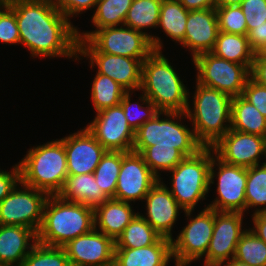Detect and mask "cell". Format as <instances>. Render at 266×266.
Listing matches in <instances>:
<instances>
[{"label":"cell","mask_w":266,"mask_h":266,"mask_svg":"<svg viewBox=\"0 0 266 266\" xmlns=\"http://www.w3.org/2000/svg\"><path fill=\"white\" fill-rule=\"evenodd\" d=\"M5 4L15 13L20 44L28 48L31 58L77 59L78 27L52 0H6Z\"/></svg>","instance_id":"6da1fadb"},{"label":"cell","mask_w":266,"mask_h":266,"mask_svg":"<svg viewBox=\"0 0 266 266\" xmlns=\"http://www.w3.org/2000/svg\"><path fill=\"white\" fill-rule=\"evenodd\" d=\"M94 228V208L49 195L43 209L42 224L37 232V242L63 247L70 240Z\"/></svg>","instance_id":"7a4b0ae2"},{"label":"cell","mask_w":266,"mask_h":266,"mask_svg":"<svg viewBox=\"0 0 266 266\" xmlns=\"http://www.w3.org/2000/svg\"><path fill=\"white\" fill-rule=\"evenodd\" d=\"M192 97V106L188 101L185 112L190 128L203 147H212L231 129L232 97L197 81Z\"/></svg>","instance_id":"3957f363"},{"label":"cell","mask_w":266,"mask_h":266,"mask_svg":"<svg viewBox=\"0 0 266 266\" xmlns=\"http://www.w3.org/2000/svg\"><path fill=\"white\" fill-rule=\"evenodd\" d=\"M162 51H153L142 64L141 90L161 112H186L190 92Z\"/></svg>","instance_id":"277c9868"},{"label":"cell","mask_w":266,"mask_h":266,"mask_svg":"<svg viewBox=\"0 0 266 266\" xmlns=\"http://www.w3.org/2000/svg\"><path fill=\"white\" fill-rule=\"evenodd\" d=\"M18 164L21 181L48 195H57L68 176L66 151L60 139L31 147Z\"/></svg>","instance_id":"5b68a950"},{"label":"cell","mask_w":266,"mask_h":266,"mask_svg":"<svg viewBox=\"0 0 266 266\" xmlns=\"http://www.w3.org/2000/svg\"><path fill=\"white\" fill-rule=\"evenodd\" d=\"M186 118L185 112L160 111L135 131L132 151L140 154L146 147L157 145L174 147L185 157L195 155L203 146L196 140L193 129L181 122Z\"/></svg>","instance_id":"8992f818"},{"label":"cell","mask_w":266,"mask_h":266,"mask_svg":"<svg viewBox=\"0 0 266 266\" xmlns=\"http://www.w3.org/2000/svg\"><path fill=\"white\" fill-rule=\"evenodd\" d=\"M212 148L203 147L195 155L185 157L172 170L169 191L184 211L194 210L209 193Z\"/></svg>","instance_id":"52a82bcc"},{"label":"cell","mask_w":266,"mask_h":266,"mask_svg":"<svg viewBox=\"0 0 266 266\" xmlns=\"http://www.w3.org/2000/svg\"><path fill=\"white\" fill-rule=\"evenodd\" d=\"M193 212L194 210L184 211L189 222L176 239H171L175 266H190L206 256L214 230V209L206 206L195 217L192 216Z\"/></svg>","instance_id":"ba28073f"},{"label":"cell","mask_w":266,"mask_h":266,"mask_svg":"<svg viewBox=\"0 0 266 266\" xmlns=\"http://www.w3.org/2000/svg\"><path fill=\"white\" fill-rule=\"evenodd\" d=\"M216 178L217 197L207 207L220 212H240L245 214L247 168L224 163L214 155L212 150L209 187L215 184L214 179Z\"/></svg>","instance_id":"9c48e42d"},{"label":"cell","mask_w":266,"mask_h":266,"mask_svg":"<svg viewBox=\"0 0 266 266\" xmlns=\"http://www.w3.org/2000/svg\"><path fill=\"white\" fill-rule=\"evenodd\" d=\"M192 62L199 84L217 89L232 98L242 95L250 77V71L244 65L220 58L212 52L202 53Z\"/></svg>","instance_id":"30bf717a"},{"label":"cell","mask_w":266,"mask_h":266,"mask_svg":"<svg viewBox=\"0 0 266 266\" xmlns=\"http://www.w3.org/2000/svg\"><path fill=\"white\" fill-rule=\"evenodd\" d=\"M48 196L46 192L21 181L0 202V225L28 227L37 233L42 224L43 209Z\"/></svg>","instance_id":"8fae6325"},{"label":"cell","mask_w":266,"mask_h":266,"mask_svg":"<svg viewBox=\"0 0 266 266\" xmlns=\"http://www.w3.org/2000/svg\"><path fill=\"white\" fill-rule=\"evenodd\" d=\"M79 40L78 62L89 58L90 68L94 65L97 72L108 76L127 92L138 91L141 86L142 64L145 59H136L120 55L98 52L86 39ZM82 56V58H80Z\"/></svg>","instance_id":"7c38bea8"},{"label":"cell","mask_w":266,"mask_h":266,"mask_svg":"<svg viewBox=\"0 0 266 266\" xmlns=\"http://www.w3.org/2000/svg\"><path fill=\"white\" fill-rule=\"evenodd\" d=\"M98 52L136 59H146L153 51L145 33L128 26L98 29L86 39Z\"/></svg>","instance_id":"4fadbf2b"},{"label":"cell","mask_w":266,"mask_h":266,"mask_svg":"<svg viewBox=\"0 0 266 266\" xmlns=\"http://www.w3.org/2000/svg\"><path fill=\"white\" fill-rule=\"evenodd\" d=\"M86 128L107 151L133 150L135 131L129 126L121 104L97 112Z\"/></svg>","instance_id":"5bb4252c"},{"label":"cell","mask_w":266,"mask_h":266,"mask_svg":"<svg viewBox=\"0 0 266 266\" xmlns=\"http://www.w3.org/2000/svg\"><path fill=\"white\" fill-rule=\"evenodd\" d=\"M244 215L214 210V230L206 256L202 258L203 266H216L234 258L238 241L247 230L243 226Z\"/></svg>","instance_id":"9a60e30c"},{"label":"cell","mask_w":266,"mask_h":266,"mask_svg":"<svg viewBox=\"0 0 266 266\" xmlns=\"http://www.w3.org/2000/svg\"><path fill=\"white\" fill-rule=\"evenodd\" d=\"M211 148L224 163L248 168L263 164L260 160L266 158V137L230 129Z\"/></svg>","instance_id":"2e32d148"},{"label":"cell","mask_w":266,"mask_h":266,"mask_svg":"<svg viewBox=\"0 0 266 266\" xmlns=\"http://www.w3.org/2000/svg\"><path fill=\"white\" fill-rule=\"evenodd\" d=\"M158 180L139 153L122 152L114 199L128 203L143 201Z\"/></svg>","instance_id":"e0dca14e"},{"label":"cell","mask_w":266,"mask_h":266,"mask_svg":"<svg viewBox=\"0 0 266 266\" xmlns=\"http://www.w3.org/2000/svg\"><path fill=\"white\" fill-rule=\"evenodd\" d=\"M70 266H114L115 240L96 228L63 246Z\"/></svg>","instance_id":"ac0fdd59"},{"label":"cell","mask_w":266,"mask_h":266,"mask_svg":"<svg viewBox=\"0 0 266 266\" xmlns=\"http://www.w3.org/2000/svg\"><path fill=\"white\" fill-rule=\"evenodd\" d=\"M60 140L66 151L68 176L94 173L107 151L86 127Z\"/></svg>","instance_id":"d6986e66"},{"label":"cell","mask_w":266,"mask_h":266,"mask_svg":"<svg viewBox=\"0 0 266 266\" xmlns=\"http://www.w3.org/2000/svg\"><path fill=\"white\" fill-rule=\"evenodd\" d=\"M162 179V180H161ZM149 190L144 201L146 215L138 212L162 237L172 239L173 227L179 216V211L184 209L172 196L163 178Z\"/></svg>","instance_id":"ffe728a7"},{"label":"cell","mask_w":266,"mask_h":266,"mask_svg":"<svg viewBox=\"0 0 266 266\" xmlns=\"http://www.w3.org/2000/svg\"><path fill=\"white\" fill-rule=\"evenodd\" d=\"M218 32L215 8L189 11L185 37L181 45L191 52L193 60L202 53L213 51Z\"/></svg>","instance_id":"44dd1931"},{"label":"cell","mask_w":266,"mask_h":266,"mask_svg":"<svg viewBox=\"0 0 266 266\" xmlns=\"http://www.w3.org/2000/svg\"><path fill=\"white\" fill-rule=\"evenodd\" d=\"M36 242L37 233L28 227L0 225V266H22Z\"/></svg>","instance_id":"7402d4cb"},{"label":"cell","mask_w":266,"mask_h":266,"mask_svg":"<svg viewBox=\"0 0 266 266\" xmlns=\"http://www.w3.org/2000/svg\"><path fill=\"white\" fill-rule=\"evenodd\" d=\"M172 260V241L161 237L146 247L115 248L114 266H168Z\"/></svg>","instance_id":"603a6c76"},{"label":"cell","mask_w":266,"mask_h":266,"mask_svg":"<svg viewBox=\"0 0 266 266\" xmlns=\"http://www.w3.org/2000/svg\"><path fill=\"white\" fill-rule=\"evenodd\" d=\"M109 198L94 209L95 228L114 240L136 216L132 204Z\"/></svg>","instance_id":"cb8c5ba5"},{"label":"cell","mask_w":266,"mask_h":266,"mask_svg":"<svg viewBox=\"0 0 266 266\" xmlns=\"http://www.w3.org/2000/svg\"><path fill=\"white\" fill-rule=\"evenodd\" d=\"M57 196L94 209L109 199L96 182L94 173L67 176Z\"/></svg>","instance_id":"d4e9b609"},{"label":"cell","mask_w":266,"mask_h":266,"mask_svg":"<svg viewBox=\"0 0 266 266\" xmlns=\"http://www.w3.org/2000/svg\"><path fill=\"white\" fill-rule=\"evenodd\" d=\"M161 3L162 0H133L124 21L125 26L145 33L155 51H162L161 37L146 31L147 28H158Z\"/></svg>","instance_id":"484cf974"},{"label":"cell","mask_w":266,"mask_h":266,"mask_svg":"<svg viewBox=\"0 0 266 266\" xmlns=\"http://www.w3.org/2000/svg\"><path fill=\"white\" fill-rule=\"evenodd\" d=\"M216 56L230 62L244 65L249 71L255 58V51L248 42L247 35L218 32L212 51Z\"/></svg>","instance_id":"4316f807"},{"label":"cell","mask_w":266,"mask_h":266,"mask_svg":"<svg viewBox=\"0 0 266 266\" xmlns=\"http://www.w3.org/2000/svg\"><path fill=\"white\" fill-rule=\"evenodd\" d=\"M231 129L266 137V117L242 95L231 102Z\"/></svg>","instance_id":"83f0119b"},{"label":"cell","mask_w":266,"mask_h":266,"mask_svg":"<svg viewBox=\"0 0 266 266\" xmlns=\"http://www.w3.org/2000/svg\"><path fill=\"white\" fill-rule=\"evenodd\" d=\"M132 2L133 0H98L91 16L95 30L81 32L78 28V39H87L98 29L124 25Z\"/></svg>","instance_id":"f1b7e54d"},{"label":"cell","mask_w":266,"mask_h":266,"mask_svg":"<svg viewBox=\"0 0 266 266\" xmlns=\"http://www.w3.org/2000/svg\"><path fill=\"white\" fill-rule=\"evenodd\" d=\"M188 12L179 0H162L158 28L179 45L184 41Z\"/></svg>","instance_id":"f546056e"},{"label":"cell","mask_w":266,"mask_h":266,"mask_svg":"<svg viewBox=\"0 0 266 266\" xmlns=\"http://www.w3.org/2000/svg\"><path fill=\"white\" fill-rule=\"evenodd\" d=\"M162 236L137 212L115 240V248H141L155 244Z\"/></svg>","instance_id":"4dcf8cb0"},{"label":"cell","mask_w":266,"mask_h":266,"mask_svg":"<svg viewBox=\"0 0 266 266\" xmlns=\"http://www.w3.org/2000/svg\"><path fill=\"white\" fill-rule=\"evenodd\" d=\"M95 75L91 86V101L96 113L119 105L127 91L108 76L97 71Z\"/></svg>","instance_id":"1f68e13d"},{"label":"cell","mask_w":266,"mask_h":266,"mask_svg":"<svg viewBox=\"0 0 266 266\" xmlns=\"http://www.w3.org/2000/svg\"><path fill=\"white\" fill-rule=\"evenodd\" d=\"M245 196L246 211L254 207L253 214L266 212V160L247 168Z\"/></svg>","instance_id":"d6a6232c"},{"label":"cell","mask_w":266,"mask_h":266,"mask_svg":"<svg viewBox=\"0 0 266 266\" xmlns=\"http://www.w3.org/2000/svg\"><path fill=\"white\" fill-rule=\"evenodd\" d=\"M122 164L121 151H106L94 170V178L108 198H114Z\"/></svg>","instance_id":"836d02e7"},{"label":"cell","mask_w":266,"mask_h":266,"mask_svg":"<svg viewBox=\"0 0 266 266\" xmlns=\"http://www.w3.org/2000/svg\"><path fill=\"white\" fill-rule=\"evenodd\" d=\"M140 155L143 157L149 169L159 179L162 178L160 173L161 170L168 172L185 158V156L174 147L157 145L146 147Z\"/></svg>","instance_id":"e575fe53"},{"label":"cell","mask_w":266,"mask_h":266,"mask_svg":"<svg viewBox=\"0 0 266 266\" xmlns=\"http://www.w3.org/2000/svg\"><path fill=\"white\" fill-rule=\"evenodd\" d=\"M234 258L250 266H266V242L248 228L238 241Z\"/></svg>","instance_id":"d590c367"},{"label":"cell","mask_w":266,"mask_h":266,"mask_svg":"<svg viewBox=\"0 0 266 266\" xmlns=\"http://www.w3.org/2000/svg\"><path fill=\"white\" fill-rule=\"evenodd\" d=\"M132 91H128L124 94L121 100V106L128 121L129 126L136 131L146 121L152 119L160 111L157 107L145 96L143 92H140L138 101L131 103ZM142 103V104H141ZM134 108V109H133Z\"/></svg>","instance_id":"8d00e7d4"},{"label":"cell","mask_w":266,"mask_h":266,"mask_svg":"<svg viewBox=\"0 0 266 266\" xmlns=\"http://www.w3.org/2000/svg\"><path fill=\"white\" fill-rule=\"evenodd\" d=\"M22 266H70V263L63 247L36 242L25 257Z\"/></svg>","instance_id":"74e56055"},{"label":"cell","mask_w":266,"mask_h":266,"mask_svg":"<svg viewBox=\"0 0 266 266\" xmlns=\"http://www.w3.org/2000/svg\"><path fill=\"white\" fill-rule=\"evenodd\" d=\"M219 31L247 35V23L240 6L215 8Z\"/></svg>","instance_id":"f35d334b"},{"label":"cell","mask_w":266,"mask_h":266,"mask_svg":"<svg viewBox=\"0 0 266 266\" xmlns=\"http://www.w3.org/2000/svg\"><path fill=\"white\" fill-rule=\"evenodd\" d=\"M0 42L6 45L20 44L15 13L6 4L0 8Z\"/></svg>","instance_id":"ab89813d"},{"label":"cell","mask_w":266,"mask_h":266,"mask_svg":"<svg viewBox=\"0 0 266 266\" xmlns=\"http://www.w3.org/2000/svg\"><path fill=\"white\" fill-rule=\"evenodd\" d=\"M240 7L245 15L247 33L255 26L266 25V0H242Z\"/></svg>","instance_id":"60d3db41"},{"label":"cell","mask_w":266,"mask_h":266,"mask_svg":"<svg viewBox=\"0 0 266 266\" xmlns=\"http://www.w3.org/2000/svg\"><path fill=\"white\" fill-rule=\"evenodd\" d=\"M242 96L266 117V86L258 84L249 77L246 81Z\"/></svg>","instance_id":"b9f144b4"},{"label":"cell","mask_w":266,"mask_h":266,"mask_svg":"<svg viewBox=\"0 0 266 266\" xmlns=\"http://www.w3.org/2000/svg\"><path fill=\"white\" fill-rule=\"evenodd\" d=\"M98 0H52L55 7L69 20L74 15L85 13L87 10L95 9Z\"/></svg>","instance_id":"7bdbcfd3"},{"label":"cell","mask_w":266,"mask_h":266,"mask_svg":"<svg viewBox=\"0 0 266 266\" xmlns=\"http://www.w3.org/2000/svg\"><path fill=\"white\" fill-rule=\"evenodd\" d=\"M21 182V171L18 163L11 171L0 169V202Z\"/></svg>","instance_id":"ee69618b"},{"label":"cell","mask_w":266,"mask_h":266,"mask_svg":"<svg viewBox=\"0 0 266 266\" xmlns=\"http://www.w3.org/2000/svg\"><path fill=\"white\" fill-rule=\"evenodd\" d=\"M250 77L258 84L266 86V59H254Z\"/></svg>","instance_id":"f6af8a7d"},{"label":"cell","mask_w":266,"mask_h":266,"mask_svg":"<svg viewBox=\"0 0 266 266\" xmlns=\"http://www.w3.org/2000/svg\"><path fill=\"white\" fill-rule=\"evenodd\" d=\"M253 228H250L261 240L266 242V212L252 214Z\"/></svg>","instance_id":"bcb514c9"},{"label":"cell","mask_w":266,"mask_h":266,"mask_svg":"<svg viewBox=\"0 0 266 266\" xmlns=\"http://www.w3.org/2000/svg\"><path fill=\"white\" fill-rule=\"evenodd\" d=\"M247 38L250 46L255 50L266 41V25L255 26L247 33Z\"/></svg>","instance_id":"7dc6e473"},{"label":"cell","mask_w":266,"mask_h":266,"mask_svg":"<svg viewBox=\"0 0 266 266\" xmlns=\"http://www.w3.org/2000/svg\"><path fill=\"white\" fill-rule=\"evenodd\" d=\"M188 11L215 8V0H179Z\"/></svg>","instance_id":"c3c4849f"},{"label":"cell","mask_w":266,"mask_h":266,"mask_svg":"<svg viewBox=\"0 0 266 266\" xmlns=\"http://www.w3.org/2000/svg\"><path fill=\"white\" fill-rule=\"evenodd\" d=\"M242 0H215V8L227 6H240Z\"/></svg>","instance_id":"681fc988"},{"label":"cell","mask_w":266,"mask_h":266,"mask_svg":"<svg viewBox=\"0 0 266 266\" xmlns=\"http://www.w3.org/2000/svg\"><path fill=\"white\" fill-rule=\"evenodd\" d=\"M254 51V59H266V41L259 45Z\"/></svg>","instance_id":"f907efd6"},{"label":"cell","mask_w":266,"mask_h":266,"mask_svg":"<svg viewBox=\"0 0 266 266\" xmlns=\"http://www.w3.org/2000/svg\"><path fill=\"white\" fill-rule=\"evenodd\" d=\"M216 266H250V265L247 263L240 262L235 258H231L229 261L219 263Z\"/></svg>","instance_id":"816d5d0a"},{"label":"cell","mask_w":266,"mask_h":266,"mask_svg":"<svg viewBox=\"0 0 266 266\" xmlns=\"http://www.w3.org/2000/svg\"><path fill=\"white\" fill-rule=\"evenodd\" d=\"M6 3V0H0V8Z\"/></svg>","instance_id":"f5cc1de1"}]
</instances>
